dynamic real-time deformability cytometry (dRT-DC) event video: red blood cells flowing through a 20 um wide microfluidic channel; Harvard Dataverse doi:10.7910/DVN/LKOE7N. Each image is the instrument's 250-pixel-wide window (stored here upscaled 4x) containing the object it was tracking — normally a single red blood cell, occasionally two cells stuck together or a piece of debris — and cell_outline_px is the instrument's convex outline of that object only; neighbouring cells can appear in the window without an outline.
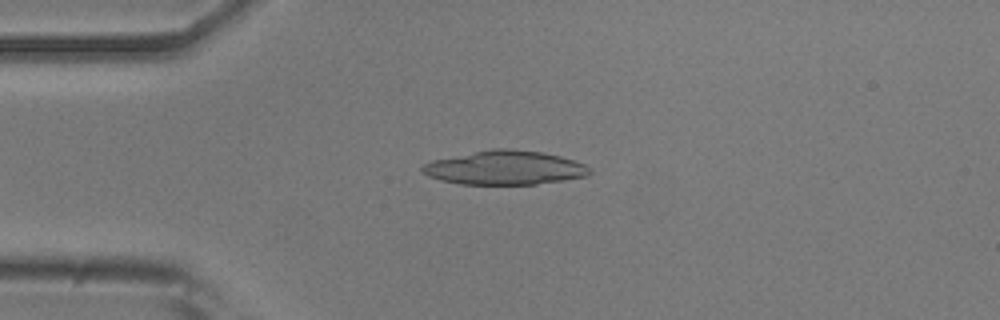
{"species": "common noctule bat (a hibernating species)", "species_latin": "Nyctalus noctula", "temperature_condition": "room temperature", "stored_images_in_passage": 48, "camera_frame_rate_fps": 3000, "um_per_image_px": 0.085, "animal": {"sex": "male", "body_mass_g": 20.5, "forearm_length_mm": 52.5}, "frame": {"image": 1, "passage_image": 8, "time_ms": 2.333, "image_size_px": [1000, 320], "cell_outline_px": [[592, 172], [588, 176], [564, 180], [536, 184], [460, 184], [440, 180], [428, 176], [420, 168], [424, 164], [432, 160], [492, 148], [512, 148], [540, 152], [560, 156], [584, 164], [592, 168]], "centroid_in_image_um": [42.92, 14.26], "position_along_channel_um": 42.1, "area_um2": 33.18}}
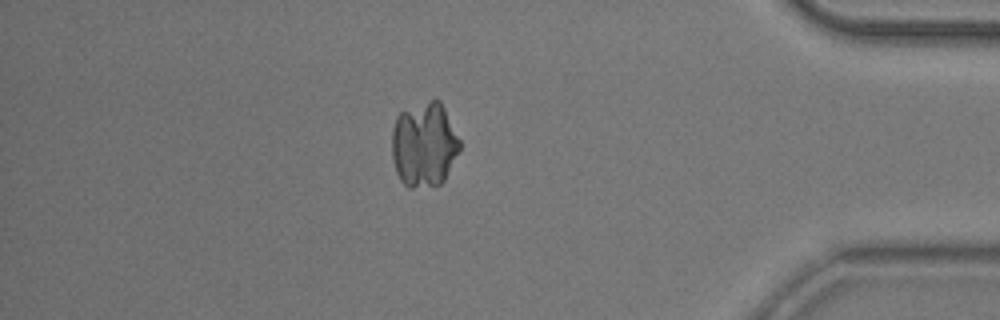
{"frame": {"image": 2, "passage_image": 41, "time_ms": 13.333, "image_size_px": [1000, 320], "cell_outline_px": [[460, 148], [444, 180], [440, 184], [412, 188], [408, 188], [400, 180], [396, 172], [392, 160], [392, 128], [396, 116], [400, 112], [432, 100], [440, 100], [460, 140]], "centroid_in_image_um": [36.03, 12.31], "position_along_channel_um": 399.2, "area_um2": 33.35}}